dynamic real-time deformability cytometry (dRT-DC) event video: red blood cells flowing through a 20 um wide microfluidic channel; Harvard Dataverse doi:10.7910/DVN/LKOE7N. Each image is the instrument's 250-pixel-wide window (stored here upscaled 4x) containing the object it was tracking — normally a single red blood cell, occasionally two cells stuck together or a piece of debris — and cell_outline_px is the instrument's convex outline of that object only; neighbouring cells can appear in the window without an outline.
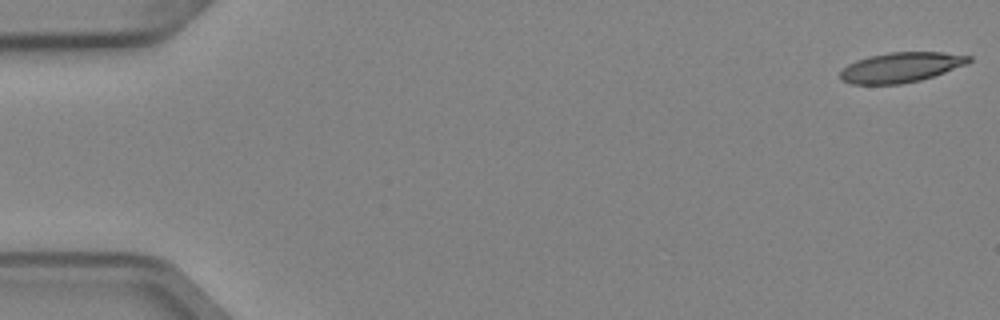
{"species": "Egyptian fruit bat (a non-hibernating species)", "species_latin": "Rousettus aegyptiacus", "temperature_condition": "cold", "stored_images_in_passage": 4, "camera_frame_rate_fps": 3000, "um_per_image_px": 0.085, "animal": {"sex": "female"}, "frame": {"image": 1, "passage_image": 1, "time_ms": 0.0, "image_size_px": [1000, 320], "cell_outline_px": [[972, 60], [968, 64], [920, 80], [900, 84], [852, 84], [840, 80], [840, 72], [848, 64], [856, 60], [868, 56], [888, 52], [944, 52], [972, 56]], "centroid_in_image_um": [76.58, 5.71], "position_along_channel_um": 8.4, "area_um2": 22.54}}